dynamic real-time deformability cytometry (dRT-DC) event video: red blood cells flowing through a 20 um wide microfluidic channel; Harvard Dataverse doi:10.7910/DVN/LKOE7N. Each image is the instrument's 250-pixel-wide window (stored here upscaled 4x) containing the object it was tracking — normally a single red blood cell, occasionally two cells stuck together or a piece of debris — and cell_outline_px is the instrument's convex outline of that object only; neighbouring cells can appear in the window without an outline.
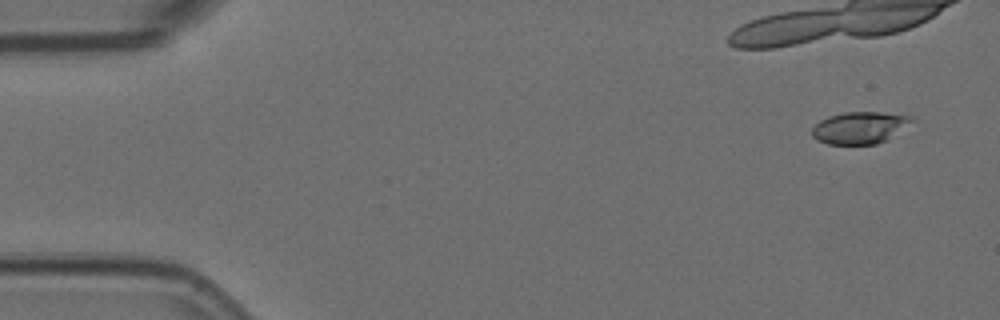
{"species": "Egyptian fruit bat (a non-hibernating species)", "species_latin": "Rousettus aegyptiacus", "temperature_condition": "room temperature", "stored_images_in_passage": 42, "camera_frame_rate_fps": 3000, "um_per_image_px": 0.085, "animal": {"sex": "female"}, "frame": {"image": 1, "passage_image": 1, "time_ms": 0.0, "image_size_px": [1000, 320], "cell_outline_px": [[916, 120], [888, 140], [876, 144], [828, 144], [816, 140], [812, 136], [812, 128], [820, 120], [828, 116], [844, 112], [880, 112], [908, 116]], "centroid_in_image_um": [73.07, 10.86], "position_along_channel_um": 11.9, "area_um2": 18.67}}